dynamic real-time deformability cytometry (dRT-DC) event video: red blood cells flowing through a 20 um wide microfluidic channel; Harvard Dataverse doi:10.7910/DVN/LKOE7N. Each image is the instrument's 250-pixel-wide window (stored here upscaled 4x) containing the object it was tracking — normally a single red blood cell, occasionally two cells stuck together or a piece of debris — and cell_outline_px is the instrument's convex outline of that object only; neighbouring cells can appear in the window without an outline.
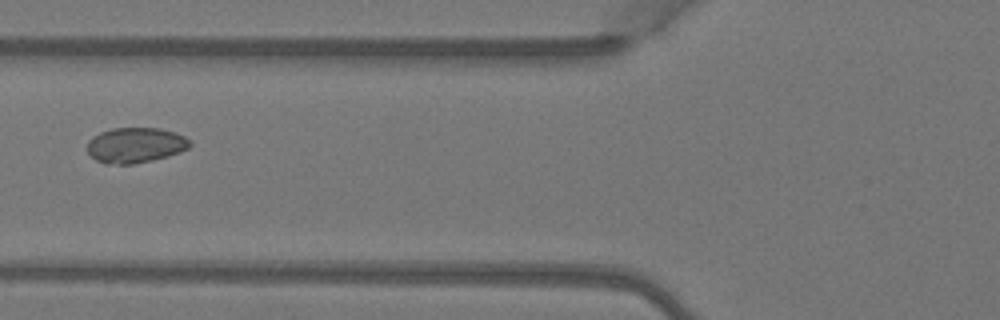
{"species": "Egyptian fruit bat (a non-hibernating species)", "species_latin": "Rousettus aegyptiacus", "temperature_condition": "warm", "stored_images_in_passage": 6, "camera_frame_rate_fps": 3000, "um_per_image_px": 0.085, "animal": {"sex": "female"}, "frame": {"image": 1, "passage_image": 6, "time_ms": 1.667, "image_size_px": [1000, 320], "cell_outline_px": [[192, 144], [188, 148], [180, 152], [168, 156], [152, 160], [132, 164], [104, 164], [96, 160], [88, 152], [88, 140], [92, 136], [100, 132], [112, 128], [160, 128], [176, 132], [184, 136]], "centroid_in_image_um": [11.5, 12.33], "position_along_channel_um": 114.3, "area_um2": 21.21}}